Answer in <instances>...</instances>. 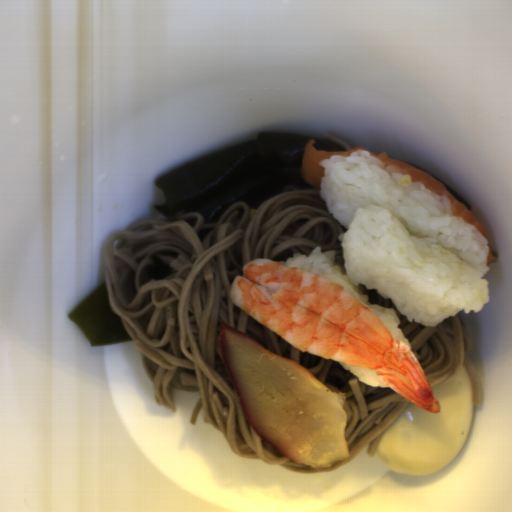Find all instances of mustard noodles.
<instances>
[{"label": "mustard noodles", "instance_id": "2", "mask_svg": "<svg viewBox=\"0 0 512 512\" xmlns=\"http://www.w3.org/2000/svg\"><path fill=\"white\" fill-rule=\"evenodd\" d=\"M358 286L362 294L367 295L369 303L396 312L400 320L397 327L407 339L431 389L454 379L464 364L472 384V405L479 408L482 406L478 379L470 360L474 340L460 311L454 316H448L437 326L428 327L409 322L393 301L379 294L376 288L368 289L362 284Z\"/></svg>", "mask_w": 512, "mask_h": 512}, {"label": "mustard noodles", "instance_id": "3", "mask_svg": "<svg viewBox=\"0 0 512 512\" xmlns=\"http://www.w3.org/2000/svg\"><path fill=\"white\" fill-rule=\"evenodd\" d=\"M323 138H324L325 140H331V141H333V142H335V143H337V144L341 145V146H342L343 148H345L347 151H348V150H353V149L351 148V146L348 144V142H347L346 140H343V139H341V138H338V137H336V136H333V135H330V134H327V133H326V134H323Z\"/></svg>", "mask_w": 512, "mask_h": 512}, {"label": "mustard noodles", "instance_id": "1", "mask_svg": "<svg viewBox=\"0 0 512 512\" xmlns=\"http://www.w3.org/2000/svg\"><path fill=\"white\" fill-rule=\"evenodd\" d=\"M346 227L313 186H289L256 209L238 201L215 223L199 212L171 220H146L118 232L108 243L105 264L110 307L132 346L158 368L153 380L157 404L176 411L170 388L178 367L181 385L199 389L190 422L201 408L221 431L232 452L297 473H327L349 463L367 444L373 457L380 437L411 401L389 387H373L340 361L301 351L237 307L229 293L243 267L256 259L281 265L294 253L334 251L333 264L346 273L340 234ZM249 335L273 353L293 359L334 393L346 396V440L350 458L330 467L297 464L281 455L249 424L218 346L221 323Z\"/></svg>", "mask_w": 512, "mask_h": 512}]
</instances>
